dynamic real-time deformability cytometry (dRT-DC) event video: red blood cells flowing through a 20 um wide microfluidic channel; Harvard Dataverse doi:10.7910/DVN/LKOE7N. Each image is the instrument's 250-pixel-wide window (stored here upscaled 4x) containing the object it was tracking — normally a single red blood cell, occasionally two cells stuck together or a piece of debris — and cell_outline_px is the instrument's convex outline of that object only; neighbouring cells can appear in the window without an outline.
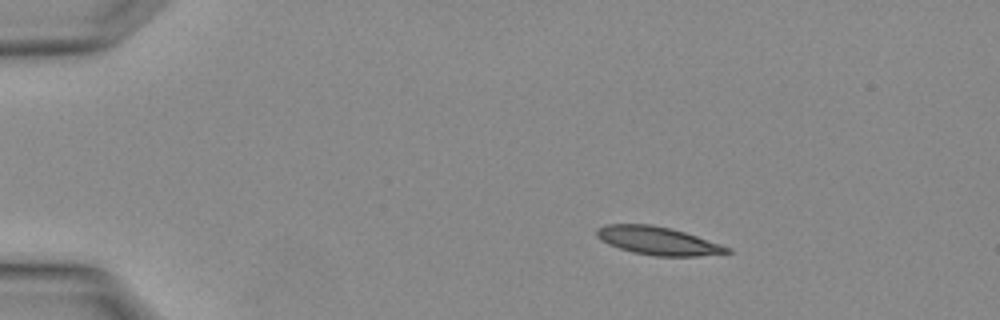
{"species": "Egyptian fruit bat (a non-hibernating species)", "species_latin": "Rousettus aegyptiacus", "temperature_condition": "warm", "stored_images_in_passage": 2, "camera_frame_rate_fps": 3000, "um_per_image_px": 0.085, "animal": {"sex": "female"}, "frame": {"image": 1, "passage_image": 1, "time_ms": 0.0, "image_size_px": [1000, 320], "cell_outline_px": [[732, 252], [700, 256], [656, 256], [632, 252], [608, 244], [600, 240], [596, 236], [596, 228], [604, 224], [648, 224], [672, 228], [732, 248]], "centroid_in_image_um": [55.89, 20.46], "position_along_channel_um": 29.1, "area_um2": 21.39}}